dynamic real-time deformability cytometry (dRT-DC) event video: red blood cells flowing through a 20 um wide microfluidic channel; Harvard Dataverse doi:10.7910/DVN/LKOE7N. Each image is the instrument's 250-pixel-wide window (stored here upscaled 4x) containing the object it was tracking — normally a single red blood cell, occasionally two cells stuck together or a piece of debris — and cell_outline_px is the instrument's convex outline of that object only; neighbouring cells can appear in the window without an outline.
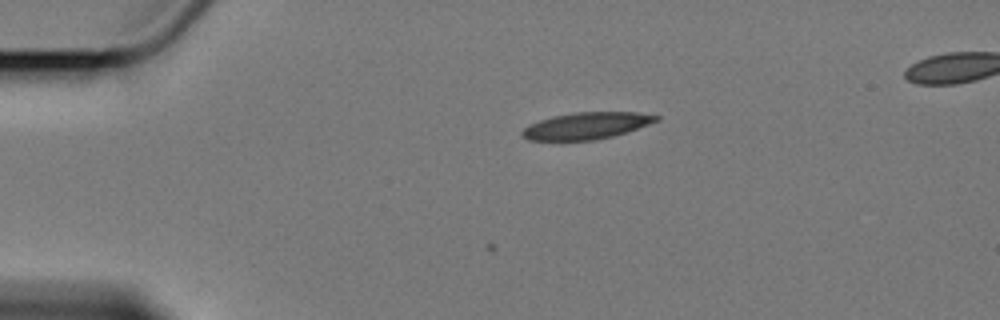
{"species": "Egyptian fruit bat (a non-hibernating species)", "species_latin": "Rousettus aegyptiacus", "temperature_condition": "cold", "stored_images_in_passage": 10, "camera_frame_rate_fps": 3000, "um_per_image_px": 0.085, "animal": {"sex": "female"}, "frame": {"image": 1, "passage_image": 3, "time_ms": 3.0, "image_size_px": [1000, 320], "cell_outline_px": [[660, 120], [612, 136], [596, 140], [528, 140], [520, 132], [524, 128], [540, 120], [552, 116], [576, 112], [636, 112], [660, 116]], "centroid_in_image_um": [49.85, 10.68], "position_along_channel_um": 35.2, "area_um2": 20.58}}
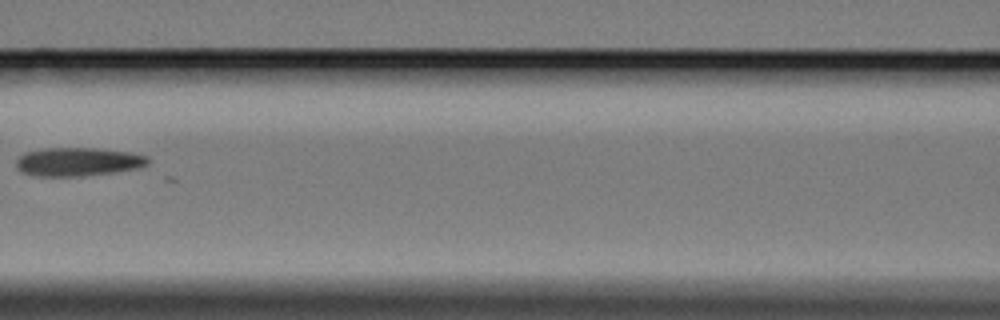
{"frame": {"image": 2, "passage_image": 7, "time_ms": 8.0, "image_size_px": [1000, 320], "cell_outline_px": [[148, 164], [140, 168], [84, 176], [36, 176], [24, 172], [16, 168], [16, 160], [24, 152], [40, 148], [96, 148], [128, 152], [148, 156]], "centroid_in_image_um": [6.61, 13.74], "position_along_channel_um": 160.0, "area_um2": 21.96}}
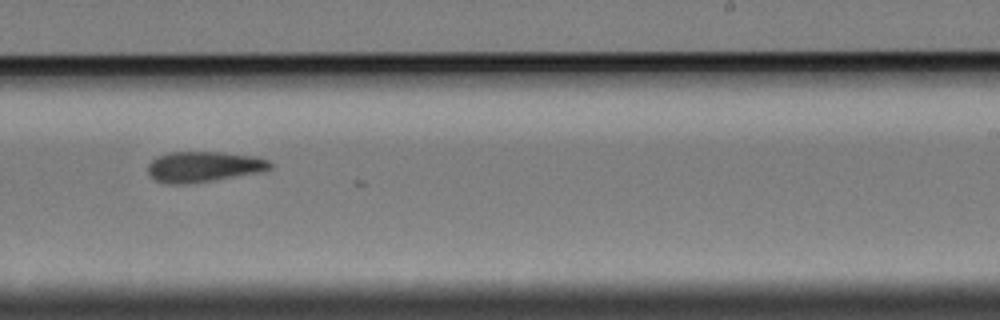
{"frame": {"image": 3, "passage_image": 10, "time_ms": 11.333, "image_size_px": [1000, 320], "cell_outline_px": [[272, 168], [264, 172], [212, 180], [184, 184], [168, 184], [156, 180], [148, 172], [148, 164], [156, 156], [168, 152], [224, 152], [256, 156], [268, 160], [272, 164]], "centroid_in_image_um": [17.34, 14.16], "position_along_channel_um": 271.7, "area_um2": 21.91}}